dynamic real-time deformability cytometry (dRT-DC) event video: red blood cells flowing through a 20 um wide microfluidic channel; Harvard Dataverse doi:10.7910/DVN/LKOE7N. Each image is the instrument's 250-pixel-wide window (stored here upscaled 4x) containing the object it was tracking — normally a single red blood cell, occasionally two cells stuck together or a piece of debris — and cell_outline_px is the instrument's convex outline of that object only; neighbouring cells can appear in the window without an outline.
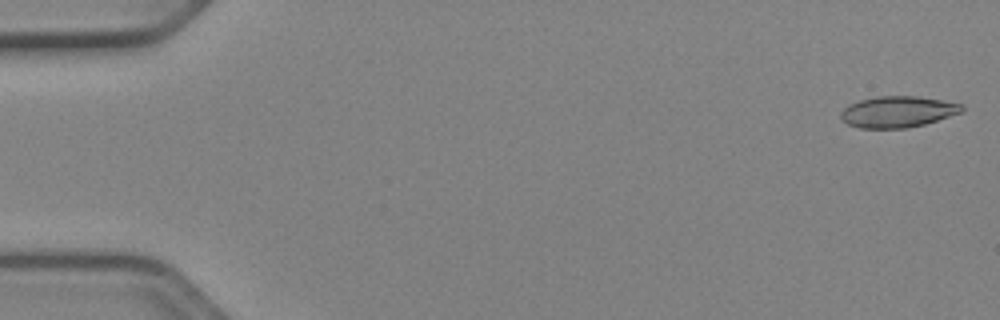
{"species": "Egyptian fruit bat (a non-hibernating species)", "species_latin": "Rousettus aegyptiacus", "temperature_condition": "cold", "stored_images_in_passage": 51, "camera_frame_rate_fps": 3000, "um_per_image_px": 0.085, "animal": {"sex": "female"}, "frame": {"image": 1, "passage_image": 1, "time_ms": 0.0, "image_size_px": [1000, 320], "cell_outline_px": [[964, 108], [960, 112], [924, 124], [908, 128], [860, 128], [848, 124], [840, 116], [840, 112], [848, 104], [860, 100], [876, 96], [916, 96], [964, 104]], "centroid_in_image_um": [76.27, 9.49], "position_along_channel_um": 8.7, "area_um2": 21.85}}
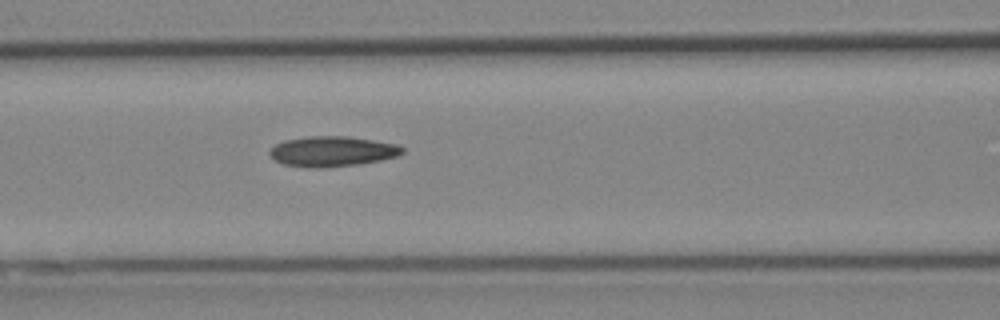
{"frame": {"image": 2, "passage_image": 22, "time_ms": 7.0, "image_size_px": [1000, 320], "cell_outline_px": [[404, 152], [400, 156], [380, 160], [356, 164], [316, 168], [308, 168], [284, 164], [276, 160], [268, 152], [276, 144], [284, 140], [308, 136], [348, 136], [396, 144], [404, 148]], "centroid_in_image_um": [28.25, 12.86], "position_along_channel_um": 138.3, "area_um2": 23.24}}
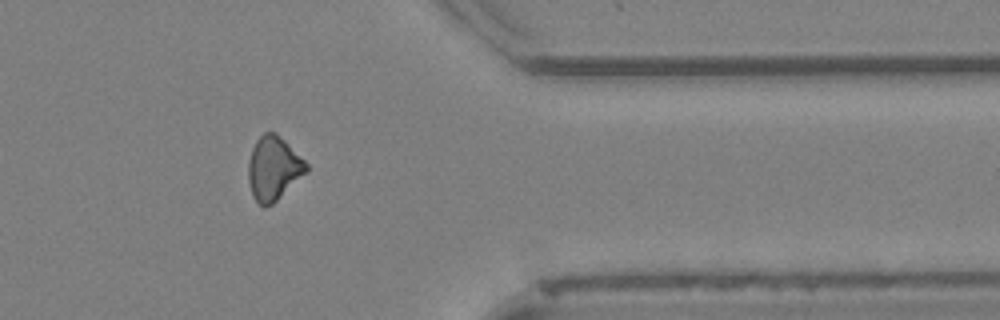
{"frame": {"image": 3, "passage_image": 42, "time_ms": 13.667, "image_size_px": [1000, 320], "cell_outline_px": [[308, 172], [272, 204], [264, 208], [252, 196], [248, 180], [248, 160], [252, 148], [256, 140], [264, 132], [276, 132], [308, 164]], "centroid_in_image_um": [23.24, 14.31], "position_along_channel_um": 388.2, "area_um2": 21.62}}